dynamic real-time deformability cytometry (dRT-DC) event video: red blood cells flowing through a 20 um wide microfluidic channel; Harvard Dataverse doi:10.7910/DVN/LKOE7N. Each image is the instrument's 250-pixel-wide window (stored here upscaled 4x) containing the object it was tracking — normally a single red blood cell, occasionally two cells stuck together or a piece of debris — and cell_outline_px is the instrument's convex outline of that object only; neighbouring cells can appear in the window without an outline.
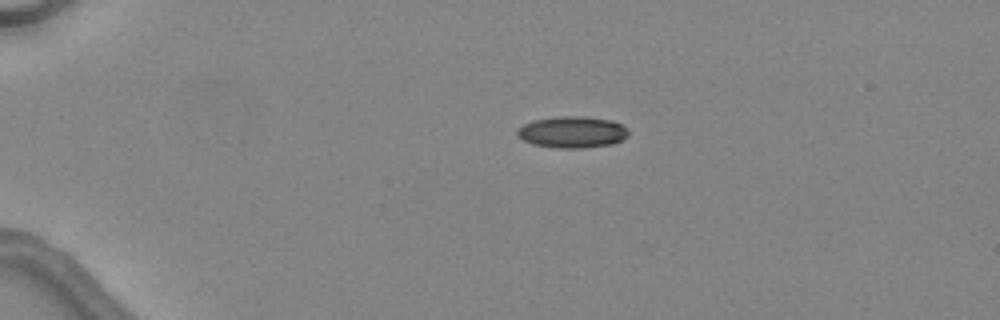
{"species": "common noctule bat (a hibernating species)", "species_latin": "Nyctalus noctula", "temperature_condition": "warm", "stored_images_in_passage": 5, "camera_frame_rate_fps": 3000, "um_per_image_px": 0.085, "animal": {"sex": "female", "body_mass_g": 24.6, "forearm_length_mm": 56.2}, "frame": {"image": 1, "passage_image": 2, "time_ms": 1.333, "image_size_px": [1000, 320], "cell_outline_px": [[628, 136], [612, 144], [580, 148], [556, 148], [532, 144], [516, 136], [516, 132], [524, 124], [532, 120], [556, 116], [584, 116], [612, 120], [628, 128]], "centroid_in_image_um": [48.63, 11.22], "position_along_channel_um": 36.4, "area_um2": 20.52}}
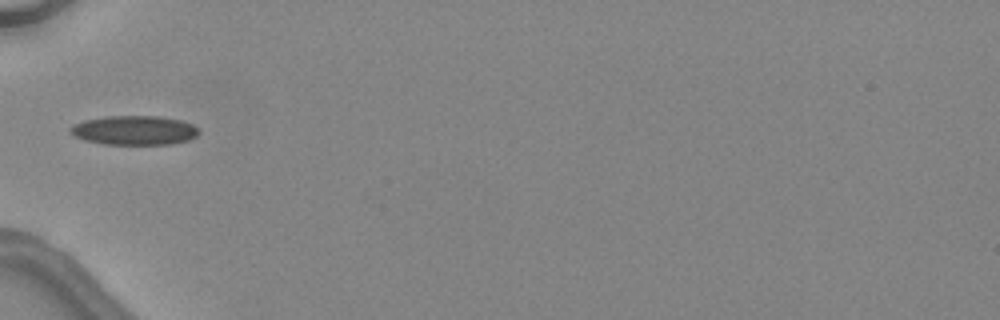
{"frame": {"image": 2, "passage_image": 4, "time_ms": 3.667, "image_size_px": [1000, 320], "cell_outline_px": [[200, 132], [196, 136], [188, 140], [172, 144], [104, 144], [84, 140], [68, 132], [68, 128], [72, 124], [84, 120], [108, 116], [160, 116], [180, 120], [192, 124]], "centroid_in_image_um": [11.38, 11.07], "position_along_channel_um": 73.6, "area_um2": 21.96}}